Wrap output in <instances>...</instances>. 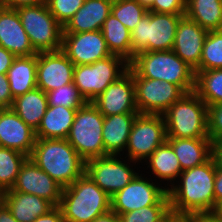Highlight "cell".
<instances>
[{"label":"cell","mask_w":222,"mask_h":222,"mask_svg":"<svg viewBox=\"0 0 222 222\" xmlns=\"http://www.w3.org/2000/svg\"><path fill=\"white\" fill-rule=\"evenodd\" d=\"M138 172L135 178L111 198V210L118 215L155 205L166 193L167 186ZM158 184V185H157Z\"/></svg>","instance_id":"obj_13"},{"label":"cell","mask_w":222,"mask_h":222,"mask_svg":"<svg viewBox=\"0 0 222 222\" xmlns=\"http://www.w3.org/2000/svg\"><path fill=\"white\" fill-rule=\"evenodd\" d=\"M36 53L61 50L63 27L50 13L47 3L16 9Z\"/></svg>","instance_id":"obj_8"},{"label":"cell","mask_w":222,"mask_h":222,"mask_svg":"<svg viewBox=\"0 0 222 222\" xmlns=\"http://www.w3.org/2000/svg\"><path fill=\"white\" fill-rule=\"evenodd\" d=\"M148 10L137 0H113L111 13L131 32Z\"/></svg>","instance_id":"obj_34"},{"label":"cell","mask_w":222,"mask_h":222,"mask_svg":"<svg viewBox=\"0 0 222 222\" xmlns=\"http://www.w3.org/2000/svg\"><path fill=\"white\" fill-rule=\"evenodd\" d=\"M128 68L129 62L112 54L92 64L76 65L73 82L84 99L92 102Z\"/></svg>","instance_id":"obj_9"},{"label":"cell","mask_w":222,"mask_h":222,"mask_svg":"<svg viewBox=\"0 0 222 222\" xmlns=\"http://www.w3.org/2000/svg\"><path fill=\"white\" fill-rule=\"evenodd\" d=\"M180 215L169 208L158 220L155 222H174Z\"/></svg>","instance_id":"obj_48"},{"label":"cell","mask_w":222,"mask_h":222,"mask_svg":"<svg viewBox=\"0 0 222 222\" xmlns=\"http://www.w3.org/2000/svg\"><path fill=\"white\" fill-rule=\"evenodd\" d=\"M172 146L182 171L207 162L214 155L210 138H167Z\"/></svg>","instance_id":"obj_23"},{"label":"cell","mask_w":222,"mask_h":222,"mask_svg":"<svg viewBox=\"0 0 222 222\" xmlns=\"http://www.w3.org/2000/svg\"><path fill=\"white\" fill-rule=\"evenodd\" d=\"M183 16L148 11L131 31L132 59L140 52L172 50L177 25Z\"/></svg>","instance_id":"obj_6"},{"label":"cell","mask_w":222,"mask_h":222,"mask_svg":"<svg viewBox=\"0 0 222 222\" xmlns=\"http://www.w3.org/2000/svg\"><path fill=\"white\" fill-rule=\"evenodd\" d=\"M110 196L86 173L62 189L59 207L65 222H92L111 210Z\"/></svg>","instance_id":"obj_4"},{"label":"cell","mask_w":222,"mask_h":222,"mask_svg":"<svg viewBox=\"0 0 222 222\" xmlns=\"http://www.w3.org/2000/svg\"><path fill=\"white\" fill-rule=\"evenodd\" d=\"M48 107L47 94L35 88L13 99L11 109L33 130H37Z\"/></svg>","instance_id":"obj_27"},{"label":"cell","mask_w":222,"mask_h":222,"mask_svg":"<svg viewBox=\"0 0 222 222\" xmlns=\"http://www.w3.org/2000/svg\"><path fill=\"white\" fill-rule=\"evenodd\" d=\"M147 159L145 160L146 165L149 164L147 168L151 169V174L154 177L161 179V181H167L166 185L169 186L167 190L175 184L182 173L180 162L167 141L159 146Z\"/></svg>","instance_id":"obj_28"},{"label":"cell","mask_w":222,"mask_h":222,"mask_svg":"<svg viewBox=\"0 0 222 222\" xmlns=\"http://www.w3.org/2000/svg\"><path fill=\"white\" fill-rule=\"evenodd\" d=\"M0 203H4V191L0 188Z\"/></svg>","instance_id":"obj_53"},{"label":"cell","mask_w":222,"mask_h":222,"mask_svg":"<svg viewBox=\"0 0 222 222\" xmlns=\"http://www.w3.org/2000/svg\"><path fill=\"white\" fill-rule=\"evenodd\" d=\"M111 54L132 60L131 32L111 13L101 28Z\"/></svg>","instance_id":"obj_30"},{"label":"cell","mask_w":222,"mask_h":222,"mask_svg":"<svg viewBox=\"0 0 222 222\" xmlns=\"http://www.w3.org/2000/svg\"><path fill=\"white\" fill-rule=\"evenodd\" d=\"M162 116L167 138H209L208 106L194 91L185 93Z\"/></svg>","instance_id":"obj_5"},{"label":"cell","mask_w":222,"mask_h":222,"mask_svg":"<svg viewBox=\"0 0 222 222\" xmlns=\"http://www.w3.org/2000/svg\"><path fill=\"white\" fill-rule=\"evenodd\" d=\"M133 77L168 81L185 93L195 89V70L186 64L173 50L140 52L129 62Z\"/></svg>","instance_id":"obj_3"},{"label":"cell","mask_w":222,"mask_h":222,"mask_svg":"<svg viewBox=\"0 0 222 222\" xmlns=\"http://www.w3.org/2000/svg\"><path fill=\"white\" fill-rule=\"evenodd\" d=\"M170 208L168 192L155 204L119 215L121 222H155Z\"/></svg>","instance_id":"obj_36"},{"label":"cell","mask_w":222,"mask_h":222,"mask_svg":"<svg viewBox=\"0 0 222 222\" xmlns=\"http://www.w3.org/2000/svg\"><path fill=\"white\" fill-rule=\"evenodd\" d=\"M29 158L62 188L85 173V161L66 139L36 138Z\"/></svg>","instance_id":"obj_2"},{"label":"cell","mask_w":222,"mask_h":222,"mask_svg":"<svg viewBox=\"0 0 222 222\" xmlns=\"http://www.w3.org/2000/svg\"><path fill=\"white\" fill-rule=\"evenodd\" d=\"M13 99L7 75L0 74V109H10Z\"/></svg>","instance_id":"obj_40"},{"label":"cell","mask_w":222,"mask_h":222,"mask_svg":"<svg viewBox=\"0 0 222 222\" xmlns=\"http://www.w3.org/2000/svg\"><path fill=\"white\" fill-rule=\"evenodd\" d=\"M0 222H18L5 203L0 207Z\"/></svg>","instance_id":"obj_46"},{"label":"cell","mask_w":222,"mask_h":222,"mask_svg":"<svg viewBox=\"0 0 222 222\" xmlns=\"http://www.w3.org/2000/svg\"><path fill=\"white\" fill-rule=\"evenodd\" d=\"M144 8H146L147 10H149L151 7H152V5H153V3H154V1L155 0H137Z\"/></svg>","instance_id":"obj_51"},{"label":"cell","mask_w":222,"mask_h":222,"mask_svg":"<svg viewBox=\"0 0 222 222\" xmlns=\"http://www.w3.org/2000/svg\"><path fill=\"white\" fill-rule=\"evenodd\" d=\"M76 111L65 106H48L39 127L35 131L36 138L66 139Z\"/></svg>","instance_id":"obj_25"},{"label":"cell","mask_w":222,"mask_h":222,"mask_svg":"<svg viewBox=\"0 0 222 222\" xmlns=\"http://www.w3.org/2000/svg\"><path fill=\"white\" fill-rule=\"evenodd\" d=\"M4 203L18 222H33L55 207L42 197L14 191L12 188L4 191Z\"/></svg>","instance_id":"obj_22"},{"label":"cell","mask_w":222,"mask_h":222,"mask_svg":"<svg viewBox=\"0 0 222 222\" xmlns=\"http://www.w3.org/2000/svg\"><path fill=\"white\" fill-rule=\"evenodd\" d=\"M138 113L162 115L185 92L177 85L143 77H133Z\"/></svg>","instance_id":"obj_12"},{"label":"cell","mask_w":222,"mask_h":222,"mask_svg":"<svg viewBox=\"0 0 222 222\" xmlns=\"http://www.w3.org/2000/svg\"><path fill=\"white\" fill-rule=\"evenodd\" d=\"M0 46L16 57L37 54L30 44L16 9L0 6Z\"/></svg>","instance_id":"obj_20"},{"label":"cell","mask_w":222,"mask_h":222,"mask_svg":"<svg viewBox=\"0 0 222 222\" xmlns=\"http://www.w3.org/2000/svg\"><path fill=\"white\" fill-rule=\"evenodd\" d=\"M92 222H121L119 215L112 210L96 217Z\"/></svg>","instance_id":"obj_45"},{"label":"cell","mask_w":222,"mask_h":222,"mask_svg":"<svg viewBox=\"0 0 222 222\" xmlns=\"http://www.w3.org/2000/svg\"><path fill=\"white\" fill-rule=\"evenodd\" d=\"M194 222H222L215 214L194 215Z\"/></svg>","instance_id":"obj_47"},{"label":"cell","mask_w":222,"mask_h":222,"mask_svg":"<svg viewBox=\"0 0 222 222\" xmlns=\"http://www.w3.org/2000/svg\"><path fill=\"white\" fill-rule=\"evenodd\" d=\"M167 141L166 125L162 115L138 113L133 121L126 156L137 162L147 158Z\"/></svg>","instance_id":"obj_10"},{"label":"cell","mask_w":222,"mask_h":222,"mask_svg":"<svg viewBox=\"0 0 222 222\" xmlns=\"http://www.w3.org/2000/svg\"><path fill=\"white\" fill-rule=\"evenodd\" d=\"M194 92L212 106L222 102V68L195 72Z\"/></svg>","instance_id":"obj_31"},{"label":"cell","mask_w":222,"mask_h":222,"mask_svg":"<svg viewBox=\"0 0 222 222\" xmlns=\"http://www.w3.org/2000/svg\"><path fill=\"white\" fill-rule=\"evenodd\" d=\"M37 54L16 57L7 71V78L13 98L37 88Z\"/></svg>","instance_id":"obj_26"},{"label":"cell","mask_w":222,"mask_h":222,"mask_svg":"<svg viewBox=\"0 0 222 222\" xmlns=\"http://www.w3.org/2000/svg\"><path fill=\"white\" fill-rule=\"evenodd\" d=\"M185 16L207 31L222 30V0H186Z\"/></svg>","instance_id":"obj_29"},{"label":"cell","mask_w":222,"mask_h":222,"mask_svg":"<svg viewBox=\"0 0 222 222\" xmlns=\"http://www.w3.org/2000/svg\"><path fill=\"white\" fill-rule=\"evenodd\" d=\"M148 11L166 14H185L186 0H155Z\"/></svg>","instance_id":"obj_39"},{"label":"cell","mask_w":222,"mask_h":222,"mask_svg":"<svg viewBox=\"0 0 222 222\" xmlns=\"http://www.w3.org/2000/svg\"><path fill=\"white\" fill-rule=\"evenodd\" d=\"M121 157V155H108L85 162V173L110 197L123 189L138 174L134 170L137 162L126 157L123 160Z\"/></svg>","instance_id":"obj_11"},{"label":"cell","mask_w":222,"mask_h":222,"mask_svg":"<svg viewBox=\"0 0 222 222\" xmlns=\"http://www.w3.org/2000/svg\"><path fill=\"white\" fill-rule=\"evenodd\" d=\"M48 106H65L78 110L87 101L80 94L74 82L47 92Z\"/></svg>","instance_id":"obj_35"},{"label":"cell","mask_w":222,"mask_h":222,"mask_svg":"<svg viewBox=\"0 0 222 222\" xmlns=\"http://www.w3.org/2000/svg\"><path fill=\"white\" fill-rule=\"evenodd\" d=\"M214 156L217 163L222 167V140L214 144Z\"/></svg>","instance_id":"obj_49"},{"label":"cell","mask_w":222,"mask_h":222,"mask_svg":"<svg viewBox=\"0 0 222 222\" xmlns=\"http://www.w3.org/2000/svg\"><path fill=\"white\" fill-rule=\"evenodd\" d=\"M113 0H85L74 16L63 27V33L101 30L111 14Z\"/></svg>","instance_id":"obj_21"},{"label":"cell","mask_w":222,"mask_h":222,"mask_svg":"<svg viewBox=\"0 0 222 222\" xmlns=\"http://www.w3.org/2000/svg\"><path fill=\"white\" fill-rule=\"evenodd\" d=\"M35 130L11 108L0 109V146L30 156L35 145Z\"/></svg>","instance_id":"obj_19"},{"label":"cell","mask_w":222,"mask_h":222,"mask_svg":"<svg viewBox=\"0 0 222 222\" xmlns=\"http://www.w3.org/2000/svg\"><path fill=\"white\" fill-rule=\"evenodd\" d=\"M138 113L104 116L102 137L108 155H124L130 130ZM122 152V154H121Z\"/></svg>","instance_id":"obj_24"},{"label":"cell","mask_w":222,"mask_h":222,"mask_svg":"<svg viewBox=\"0 0 222 222\" xmlns=\"http://www.w3.org/2000/svg\"><path fill=\"white\" fill-rule=\"evenodd\" d=\"M28 158L16 150L0 146V188L3 191L14 186L20 168Z\"/></svg>","instance_id":"obj_32"},{"label":"cell","mask_w":222,"mask_h":222,"mask_svg":"<svg viewBox=\"0 0 222 222\" xmlns=\"http://www.w3.org/2000/svg\"><path fill=\"white\" fill-rule=\"evenodd\" d=\"M214 197H215V212L218 205L222 202V167L216 160V174L214 181Z\"/></svg>","instance_id":"obj_41"},{"label":"cell","mask_w":222,"mask_h":222,"mask_svg":"<svg viewBox=\"0 0 222 222\" xmlns=\"http://www.w3.org/2000/svg\"><path fill=\"white\" fill-rule=\"evenodd\" d=\"M216 158L182 171L168 190L170 208L179 215L215 214Z\"/></svg>","instance_id":"obj_1"},{"label":"cell","mask_w":222,"mask_h":222,"mask_svg":"<svg viewBox=\"0 0 222 222\" xmlns=\"http://www.w3.org/2000/svg\"><path fill=\"white\" fill-rule=\"evenodd\" d=\"M47 0H0V6L17 9L24 6L44 4Z\"/></svg>","instance_id":"obj_43"},{"label":"cell","mask_w":222,"mask_h":222,"mask_svg":"<svg viewBox=\"0 0 222 222\" xmlns=\"http://www.w3.org/2000/svg\"><path fill=\"white\" fill-rule=\"evenodd\" d=\"M74 67L61 50L37 53V88L47 93L73 82Z\"/></svg>","instance_id":"obj_16"},{"label":"cell","mask_w":222,"mask_h":222,"mask_svg":"<svg viewBox=\"0 0 222 222\" xmlns=\"http://www.w3.org/2000/svg\"><path fill=\"white\" fill-rule=\"evenodd\" d=\"M222 68V30L208 31L195 72Z\"/></svg>","instance_id":"obj_33"},{"label":"cell","mask_w":222,"mask_h":222,"mask_svg":"<svg viewBox=\"0 0 222 222\" xmlns=\"http://www.w3.org/2000/svg\"><path fill=\"white\" fill-rule=\"evenodd\" d=\"M12 189L37 195L48 200L54 206H59L63 188L28 158L21 166Z\"/></svg>","instance_id":"obj_17"},{"label":"cell","mask_w":222,"mask_h":222,"mask_svg":"<svg viewBox=\"0 0 222 222\" xmlns=\"http://www.w3.org/2000/svg\"><path fill=\"white\" fill-rule=\"evenodd\" d=\"M50 13L57 22L64 27L74 16L77 10L85 3V0H47Z\"/></svg>","instance_id":"obj_37"},{"label":"cell","mask_w":222,"mask_h":222,"mask_svg":"<svg viewBox=\"0 0 222 222\" xmlns=\"http://www.w3.org/2000/svg\"><path fill=\"white\" fill-rule=\"evenodd\" d=\"M103 123L104 116L92 102H86L76 111L66 140L85 162L108 156L103 144Z\"/></svg>","instance_id":"obj_7"},{"label":"cell","mask_w":222,"mask_h":222,"mask_svg":"<svg viewBox=\"0 0 222 222\" xmlns=\"http://www.w3.org/2000/svg\"><path fill=\"white\" fill-rule=\"evenodd\" d=\"M208 135L213 145L222 140V102L208 107Z\"/></svg>","instance_id":"obj_38"},{"label":"cell","mask_w":222,"mask_h":222,"mask_svg":"<svg viewBox=\"0 0 222 222\" xmlns=\"http://www.w3.org/2000/svg\"><path fill=\"white\" fill-rule=\"evenodd\" d=\"M61 51L75 66L92 64L112 55L101 30L63 33Z\"/></svg>","instance_id":"obj_14"},{"label":"cell","mask_w":222,"mask_h":222,"mask_svg":"<svg viewBox=\"0 0 222 222\" xmlns=\"http://www.w3.org/2000/svg\"><path fill=\"white\" fill-rule=\"evenodd\" d=\"M215 215L218 217V218H221L222 219V202L218 205V208L215 212Z\"/></svg>","instance_id":"obj_52"},{"label":"cell","mask_w":222,"mask_h":222,"mask_svg":"<svg viewBox=\"0 0 222 222\" xmlns=\"http://www.w3.org/2000/svg\"><path fill=\"white\" fill-rule=\"evenodd\" d=\"M16 56L0 46V74H7Z\"/></svg>","instance_id":"obj_44"},{"label":"cell","mask_w":222,"mask_h":222,"mask_svg":"<svg viewBox=\"0 0 222 222\" xmlns=\"http://www.w3.org/2000/svg\"><path fill=\"white\" fill-rule=\"evenodd\" d=\"M92 103L103 116L138 113L133 73L128 70L110 84Z\"/></svg>","instance_id":"obj_15"},{"label":"cell","mask_w":222,"mask_h":222,"mask_svg":"<svg viewBox=\"0 0 222 222\" xmlns=\"http://www.w3.org/2000/svg\"><path fill=\"white\" fill-rule=\"evenodd\" d=\"M33 222H65L62 210L55 206L47 214L37 217Z\"/></svg>","instance_id":"obj_42"},{"label":"cell","mask_w":222,"mask_h":222,"mask_svg":"<svg viewBox=\"0 0 222 222\" xmlns=\"http://www.w3.org/2000/svg\"><path fill=\"white\" fill-rule=\"evenodd\" d=\"M207 33V30L186 16H183L177 25L172 50L193 70H196L200 65Z\"/></svg>","instance_id":"obj_18"},{"label":"cell","mask_w":222,"mask_h":222,"mask_svg":"<svg viewBox=\"0 0 222 222\" xmlns=\"http://www.w3.org/2000/svg\"><path fill=\"white\" fill-rule=\"evenodd\" d=\"M174 222H194V215H180Z\"/></svg>","instance_id":"obj_50"}]
</instances>
